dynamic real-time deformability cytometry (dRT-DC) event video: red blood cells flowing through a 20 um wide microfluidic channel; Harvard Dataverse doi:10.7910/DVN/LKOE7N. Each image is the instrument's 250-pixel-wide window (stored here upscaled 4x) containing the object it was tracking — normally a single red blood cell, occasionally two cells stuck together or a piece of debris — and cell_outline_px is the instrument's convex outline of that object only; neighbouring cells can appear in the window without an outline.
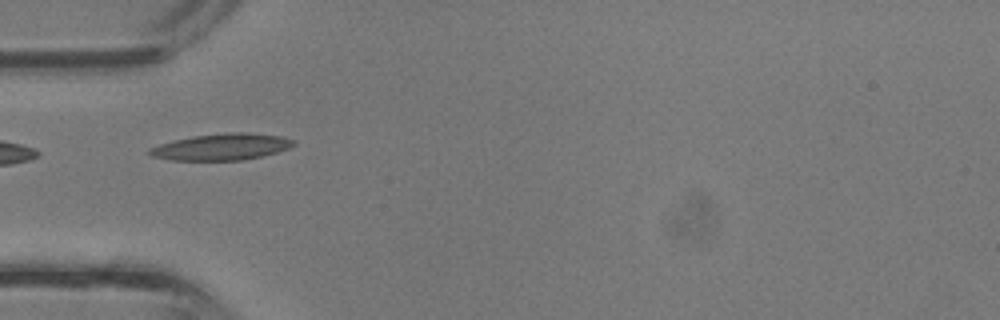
{"species": "common noctule bat (a hibernating species)", "species_latin": "Nyctalus noctula", "temperature_condition": "room temperature", "stored_images_in_passage": 12, "camera_frame_rate_fps": 3000, "um_per_image_px": 0.085, "animal": {"sex": "male", "body_mass_g": 13.3}, "frame": {"image": 1, "passage_image": 1, "time_ms": 0.0, "image_size_px": [1000, 320], "cell_outline_px": [[296, 144], [288, 148], [264, 156], [240, 160], [172, 160], [152, 156], [148, 152], [148, 148], [160, 144], [192, 136], [232, 132], [248, 132], [280, 136], [296, 140]], "centroid_in_image_um": [18.87, 12.48], "position_along_channel_um": 66.1, "area_um2": 22.14}}
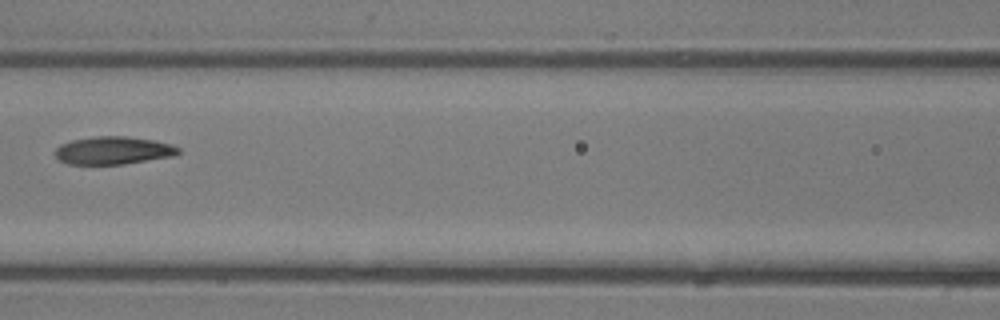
{"frame": {"image": 2, "passage_image": 6, "time_ms": 1.667, "image_size_px": [1000, 320], "cell_outline_px": [[180, 152], [172, 156], [124, 164], [68, 164], [60, 160], [56, 156], [56, 148], [60, 144], [72, 140], [96, 136], [124, 136], [152, 140], [168, 144], [180, 148]], "centroid_in_image_um": [9.6, 12.79], "position_along_channel_um": 157.0, "area_um2": 19.71}}
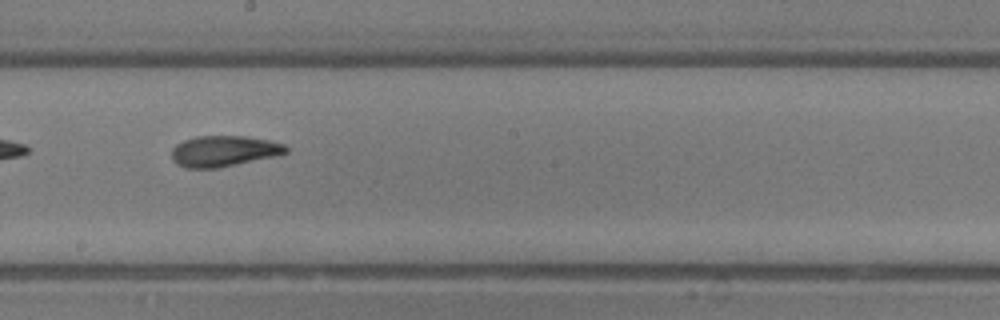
{"frame": {"image": 3, "passage_image": 10, "time_ms": 3.0, "image_size_px": [1000, 320], "cell_outline_px": [[288, 152], [272, 156], [216, 168], [184, 168], [176, 164], [172, 160], [172, 148], [176, 144], [184, 140], [196, 136], [244, 136], [272, 140], [284, 144], [288, 148]], "centroid_in_image_um": [18.98, 12.83], "position_along_channel_um": 229.2, "area_um2": 20.46}}